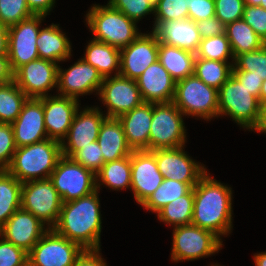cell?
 <instances>
[{
    "mask_svg": "<svg viewBox=\"0 0 266 266\" xmlns=\"http://www.w3.org/2000/svg\"><path fill=\"white\" fill-rule=\"evenodd\" d=\"M22 183L7 170H0V228L21 208Z\"/></svg>",
    "mask_w": 266,
    "mask_h": 266,
    "instance_id": "obj_32",
    "label": "cell"
},
{
    "mask_svg": "<svg viewBox=\"0 0 266 266\" xmlns=\"http://www.w3.org/2000/svg\"><path fill=\"white\" fill-rule=\"evenodd\" d=\"M253 257L255 266H266V251L255 253Z\"/></svg>",
    "mask_w": 266,
    "mask_h": 266,
    "instance_id": "obj_55",
    "label": "cell"
},
{
    "mask_svg": "<svg viewBox=\"0 0 266 266\" xmlns=\"http://www.w3.org/2000/svg\"><path fill=\"white\" fill-rule=\"evenodd\" d=\"M8 54V27L0 21V55Z\"/></svg>",
    "mask_w": 266,
    "mask_h": 266,
    "instance_id": "obj_53",
    "label": "cell"
},
{
    "mask_svg": "<svg viewBox=\"0 0 266 266\" xmlns=\"http://www.w3.org/2000/svg\"><path fill=\"white\" fill-rule=\"evenodd\" d=\"M194 207L191 224L213 232L220 239L233 228L232 188L210 176L208 171L193 187Z\"/></svg>",
    "mask_w": 266,
    "mask_h": 266,
    "instance_id": "obj_1",
    "label": "cell"
},
{
    "mask_svg": "<svg viewBox=\"0 0 266 266\" xmlns=\"http://www.w3.org/2000/svg\"><path fill=\"white\" fill-rule=\"evenodd\" d=\"M243 20L266 43V9L260 6L245 5Z\"/></svg>",
    "mask_w": 266,
    "mask_h": 266,
    "instance_id": "obj_46",
    "label": "cell"
},
{
    "mask_svg": "<svg viewBox=\"0 0 266 266\" xmlns=\"http://www.w3.org/2000/svg\"><path fill=\"white\" fill-rule=\"evenodd\" d=\"M252 131L266 134V105H261L258 123Z\"/></svg>",
    "mask_w": 266,
    "mask_h": 266,
    "instance_id": "obj_54",
    "label": "cell"
},
{
    "mask_svg": "<svg viewBox=\"0 0 266 266\" xmlns=\"http://www.w3.org/2000/svg\"><path fill=\"white\" fill-rule=\"evenodd\" d=\"M61 157V143L47 138L16 148L12 162L6 170L21 183L48 179Z\"/></svg>",
    "mask_w": 266,
    "mask_h": 266,
    "instance_id": "obj_3",
    "label": "cell"
},
{
    "mask_svg": "<svg viewBox=\"0 0 266 266\" xmlns=\"http://www.w3.org/2000/svg\"><path fill=\"white\" fill-rule=\"evenodd\" d=\"M84 249L49 228L28 252L30 266H73Z\"/></svg>",
    "mask_w": 266,
    "mask_h": 266,
    "instance_id": "obj_11",
    "label": "cell"
},
{
    "mask_svg": "<svg viewBox=\"0 0 266 266\" xmlns=\"http://www.w3.org/2000/svg\"><path fill=\"white\" fill-rule=\"evenodd\" d=\"M225 33L234 58L241 53L258 50L266 44L243 18L227 24Z\"/></svg>",
    "mask_w": 266,
    "mask_h": 266,
    "instance_id": "obj_31",
    "label": "cell"
},
{
    "mask_svg": "<svg viewBox=\"0 0 266 266\" xmlns=\"http://www.w3.org/2000/svg\"><path fill=\"white\" fill-rule=\"evenodd\" d=\"M107 3L131 20L139 23L147 15H154L156 0H108Z\"/></svg>",
    "mask_w": 266,
    "mask_h": 266,
    "instance_id": "obj_39",
    "label": "cell"
},
{
    "mask_svg": "<svg viewBox=\"0 0 266 266\" xmlns=\"http://www.w3.org/2000/svg\"><path fill=\"white\" fill-rule=\"evenodd\" d=\"M195 0H186V7L187 8H192V6H193V2H194Z\"/></svg>",
    "mask_w": 266,
    "mask_h": 266,
    "instance_id": "obj_58",
    "label": "cell"
},
{
    "mask_svg": "<svg viewBox=\"0 0 266 266\" xmlns=\"http://www.w3.org/2000/svg\"><path fill=\"white\" fill-rule=\"evenodd\" d=\"M223 241L213 232L194 224L173 227L171 260L178 263L209 257L222 249Z\"/></svg>",
    "mask_w": 266,
    "mask_h": 266,
    "instance_id": "obj_8",
    "label": "cell"
},
{
    "mask_svg": "<svg viewBox=\"0 0 266 266\" xmlns=\"http://www.w3.org/2000/svg\"><path fill=\"white\" fill-rule=\"evenodd\" d=\"M143 102L169 103L175 96L176 81L157 60L136 79Z\"/></svg>",
    "mask_w": 266,
    "mask_h": 266,
    "instance_id": "obj_23",
    "label": "cell"
},
{
    "mask_svg": "<svg viewBox=\"0 0 266 266\" xmlns=\"http://www.w3.org/2000/svg\"><path fill=\"white\" fill-rule=\"evenodd\" d=\"M36 45L40 59L60 64L72 56L71 42L59 24L52 23L45 28H40Z\"/></svg>",
    "mask_w": 266,
    "mask_h": 266,
    "instance_id": "obj_27",
    "label": "cell"
},
{
    "mask_svg": "<svg viewBox=\"0 0 266 266\" xmlns=\"http://www.w3.org/2000/svg\"><path fill=\"white\" fill-rule=\"evenodd\" d=\"M100 108L98 105L86 106L76 111L68 134L61 142L62 156L71 158L83 146L97 141L100 126L106 118Z\"/></svg>",
    "mask_w": 266,
    "mask_h": 266,
    "instance_id": "obj_17",
    "label": "cell"
},
{
    "mask_svg": "<svg viewBox=\"0 0 266 266\" xmlns=\"http://www.w3.org/2000/svg\"><path fill=\"white\" fill-rule=\"evenodd\" d=\"M32 16L26 0H0V21L4 26L9 28Z\"/></svg>",
    "mask_w": 266,
    "mask_h": 266,
    "instance_id": "obj_40",
    "label": "cell"
},
{
    "mask_svg": "<svg viewBox=\"0 0 266 266\" xmlns=\"http://www.w3.org/2000/svg\"><path fill=\"white\" fill-rule=\"evenodd\" d=\"M192 188L184 182L164 178L160 186L141 205L147 211L158 213L164 206L186 195Z\"/></svg>",
    "mask_w": 266,
    "mask_h": 266,
    "instance_id": "obj_35",
    "label": "cell"
},
{
    "mask_svg": "<svg viewBox=\"0 0 266 266\" xmlns=\"http://www.w3.org/2000/svg\"><path fill=\"white\" fill-rule=\"evenodd\" d=\"M118 119L123 125L124 134L130 148L133 151H149L152 103L142 102Z\"/></svg>",
    "mask_w": 266,
    "mask_h": 266,
    "instance_id": "obj_25",
    "label": "cell"
},
{
    "mask_svg": "<svg viewBox=\"0 0 266 266\" xmlns=\"http://www.w3.org/2000/svg\"><path fill=\"white\" fill-rule=\"evenodd\" d=\"M154 23L188 18L186 0H156Z\"/></svg>",
    "mask_w": 266,
    "mask_h": 266,
    "instance_id": "obj_41",
    "label": "cell"
},
{
    "mask_svg": "<svg viewBox=\"0 0 266 266\" xmlns=\"http://www.w3.org/2000/svg\"><path fill=\"white\" fill-rule=\"evenodd\" d=\"M62 204L61 196L49 178L22 183L21 208L48 228L56 225Z\"/></svg>",
    "mask_w": 266,
    "mask_h": 266,
    "instance_id": "obj_10",
    "label": "cell"
},
{
    "mask_svg": "<svg viewBox=\"0 0 266 266\" xmlns=\"http://www.w3.org/2000/svg\"><path fill=\"white\" fill-rule=\"evenodd\" d=\"M104 163L130 156L133 150L127 143L121 121L106 117L102 122L97 138Z\"/></svg>",
    "mask_w": 266,
    "mask_h": 266,
    "instance_id": "obj_26",
    "label": "cell"
},
{
    "mask_svg": "<svg viewBox=\"0 0 266 266\" xmlns=\"http://www.w3.org/2000/svg\"><path fill=\"white\" fill-rule=\"evenodd\" d=\"M101 185L118 191L131 188V155L118 160L104 163L96 173V186L100 191Z\"/></svg>",
    "mask_w": 266,
    "mask_h": 266,
    "instance_id": "obj_30",
    "label": "cell"
},
{
    "mask_svg": "<svg viewBox=\"0 0 266 266\" xmlns=\"http://www.w3.org/2000/svg\"><path fill=\"white\" fill-rule=\"evenodd\" d=\"M99 190L62 204L59 219L53 229L84 250H100L102 214Z\"/></svg>",
    "mask_w": 266,
    "mask_h": 266,
    "instance_id": "obj_2",
    "label": "cell"
},
{
    "mask_svg": "<svg viewBox=\"0 0 266 266\" xmlns=\"http://www.w3.org/2000/svg\"><path fill=\"white\" fill-rule=\"evenodd\" d=\"M260 105H266V79L263 81L259 96Z\"/></svg>",
    "mask_w": 266,
    "mask_h": 266,
    "instance_id": "obj_56",
    "label": "cell"
},
{
    "mask_svg": "<svg viewBox=\"0 0 266 266\" xmlns=\"http://www.w3.org/2000/svg\"><path fill=\"white\" fill-rule=\"evenodd\" d=\"M48 229L32 213L20 208L0 228V236L28 253Z\"/></svg>",
    "mask_w": 266,
    "mask_h": 266,
    "instance_id": "obj_22",
    "label": "cell"
},
{
    "mask_svg": "<svg viewBox=\"0 0 266 266\" xmlns=\"http://www.w3.org/2000/svg\"><path fill=\"white\" fill-rule=\"evenodd\" d=\"M98 96L109 118H119L143 102L136 80L120 74L104 78Z\"/></svg>",
    "mask_w": 266,
    "mask_h": 266,
    "instance_id": "obj_13",
    "label": "cell"
},
{
    "mask_svg": "<svg viewBox=\"0 0 266 266\" xmlns=\"http://www.w3.org/2000/svg\"><path fill=\"white\" fill-rule=\"evenodd\" d=\"M215 17L221 20L225 25L243 18L244 1L243 0H214Z\"/></svg>",
    "mask_w": 266,
    "mask_h": 266,
    "instance_id": "obj_44",
    "label": "cell"
},
{
    "mask_svg": "<svg viewBox=\"0 0 266 266\" xmlns=\"http://www.w3.org/2000/svg\"><path fill=\"white\" fill-rule=\"evenodd\" d=\"M61 196L62 202L77 200L97 190L96 174L62 156L49 178Z\"/></svg>",
    "mask_w": 266,
    "mask_h": 266,
    "instance_id": "obj_9",
    "label": "cell"
},
{
    "mask_svg": "<svg viewBox=\"0 0 266 266\" xmlns=\"http://www.w3.org/2000/svg\"><path fill=\"white\" fill-rule=\"evenodd\" d=\"M233 64L232 61L223 62L196 57L194 75L206 85L219 90L232 75Z\"/></svg>",
    "mask_w": 266,
    "mask_h": 266,
    "instance_id": "obj_33",
    "label": "cell"
},
{
    "mask_svg": "<svg viewBox=\"0 0 266 266\" xmlns=\"http://www.w3.org/2000/svg\"><path fill=\"white\" fill-rule=\"evenodd\" d=\"M196 54L159 42L158 61L177 82L194 74Z\"/></svg>",
    "mask_w": 266,
    "mask_h": 266,
    "instance_id": "obj_29",
    "label": "cell"
},
{
    "mask_svg": "<svg viewBox=\"0 0 266 266\" xmlns=\"http://www.w3.org/2000/svg\"><path fill=\"white\" fill-rule=\"evenodd\" d=\"M260 7H263L264 9H266V0H265V4H260Z\"/></svg>",
    "mask_w": 266,
    "mask_h": 266,
    "instance_id": "obj_59",
    "label": "cell"
},
{
    "mask_svg": "<svg viewBox=\"0 0 266 266\" xmlns=\"http://www.w3.org/2000/svg\"><path fill=\"white\" fill-rule=\"evenodd\" d=\"M196 57L223 62L232 60L234 62L233 52L226 33L201 39Z\"/></svg>",
    "mask_w": 266,
    "mask_h": 266,
    "instance_id": "obj_37",
    "label": "cell"
},
{
    "mask_svg": "<svg viewBox=\"0 0 266 266\" xmlns=\"http://www.w3.org/2000/svg\"><path fill=\"white\" fill-rule=\"evenodd\" d=\"M173 103L185 116L207 121L218 118V90L194 74L176 82Z\"/></svg>",
    "mask_w": 266,
    "mask_h": 266,
    "instance_id": "obj_6",
    "label": "cell"
},
{
    "mask_svg": "<svg viewBox=\"0 0 266 266\" xmlns=\"http://www.w3.org/2000/svg\"><path fill=\"white\" fill-rule=\"evenodd\" d=\"M80 100L60 95L43 97L44 124L49 139L63 142L72 124Z\"/></svg>",
    "mask_w": 266,
    "mask_h": 266,
    "instance_id": "obj_20",
    "label": "cell"
},
{
    "mask_svg": "<svg viewBox=\"0 0 266 266\" xmlns=\"http://www.w3.org/2000/svg\"><path fill=\"white\" fill-rule=\"evenodd\" d=\"M259 99L233 75L218 90V117L229 116L243 129L252 131L259 120Z\"/></svg>",
    "mask_w": 266,
    "mask_h": 266,
    "instance_id": "obj_5",
    "label": "cell"
},
{
    "mask_svg": "<svg viewBox=\"0 0 266 266\" xmlns=\"http://www.w3.org/2000/svg\"><path fill=\"white\" fill-rule=\"evenodd\" d=\"M58 64L37 59L19 67L14 72V81L29 98L51 96L53 88L57 89Z\"/></svg>",
    "mask_w": 266,
    "mask_h": 266,
    "instance_id": "obj_16",
    "label": "cell"
},
{
    "mask_svg": "<svg viewBox=\"0 0 266 266\" xmlns=\"http://www.w3.org/2000/svg\"><path fill=\"white\" fill-rule=\"evenodd\" d=\"M232 71H250V75L266 79V44L260 49L245 52L234 58Z\"/></svg>",
    "mask_w": 266,
    "mask_h": 266,
    "instance_id": "obj_38",
    "label": "cell"
},
{
    "mask_svg": "<svg viewBox=\"0 0 266 266\" xmlns=\"http://www.w3.org/2000/svg\"><path fill=\"white\" fill-rule=\"evenodd\" d=\"M91 39L86 46L84 56L81 58L96 68L103 78L119 75L120 49L102 41ZM112 73L114 74L112 75Z\"/></svg>",
    "mask_w": 266,
    "mask_h": 266,
    "instance_id": "obj_28",
    "label": "cell"
},
{
    "mask_svg": "<svg viewBox=\"0 0 266 266\" xmlns=\"http://www.w3.org/2000/svg\"><path fill=\"white\" fill-rule=\"evenodd\" d=\"M104 78L96 68L82 58L78 59L68 69L58 65L57 95L79 100L80 96L98 95Z\"/></svg>",
    "mask_w": 266,
    "mask_h": 266,
    "instance_id": "obj_15",
    "label": "cell"
},
{
    "mask_svg": "<svg viewBox=\"0 0 266 266\" xmlns=\"http://www.w3.org/2000/svg\"><path fill=\"white\" fill-rule=\"evenodd\" d=\"M164 177L159 172L155 156L146 150L131 153V191L137 204L142 205L160 186Z\"/></svg>",
    "mask_w": 266,
    "mask_h": 266,
    "instance_id": "obj_19",
    "label": "cell"
},
{
    "mask_svg": "<svg viewBox=\"0 0 266 266\" xmlns=\"http://www.w3.org/2000/svg\"><path fill=\"white\" fill-rule=\"evenodd\" d=\"M16 148L12 125L0 123V170L10 166Z\"/></svg>",
    "mask_w": 266,
    "mask_h": 266,
    "instance_id": "obj_43",
    "label": "cell"
},
{
    "mask_svg": "<svg viewBox=\"0 0 266 266\" xmlns=\"http://www.w3.org/2000/svg\"><path fill=\"white\" fill-rule=\"evenodd\" d=\"M152 32L160 43L197 53L201 37L195 21L185 18L154 23Z\"/></svg>",
    "mask_w": 266,
    "mask_h": 266,
    "instance_id": "obj_24",
    "label": "cell"
},
{
    "mask_svg": "<svg viewBox=\"0 0 266 266\" xmlns=\"http://www.w3.org/2000/svg\"><path fill=\"white\" fill-rule=\"evenodd\" d=\"M45 17L33 15L8 28L7 55L14 72L22 65L39 59L36 41Z\"/></svg>",
    "mask_w": 266,
    "mask_h": 266,
    "instance_id": "obj_12",
    "label": "cell"
},
{
    "mask_svg": "<svg viewBox=\"0 0 266 266\" xmlns=\"http://www.w3.org/2000/svg\"><path fill=\"white\" fill-rule=\"evenodd\" d=\"M14 80V71L11 68L8 55H0V85Z\"/></svg>",
    "mask_w": 266,
    "mask_h": 266,
    "instance_id": "obj_52",
    "label": "cell"
},
{
    "mask_svg": "<svg viewBox=\"0 0 266 266\" xmlns=\"http://www.w3.org/2000/svg\"><path fill=\"white\" fill-rule=\"evenodd\" d=\"M17 148L48 138L44 124L43 97L28 98L17 119L11 124Z\"/></svg>",
    "mask_w": 266,
    "mask_h": 266,
    "instance_id": "obj_21",
    "label": "cell"
},
{
    "mask_svg": "<svg viewBox=\"0 0 266 266\" xmlns=\"http://www.w3.org/2000/svg\"><path fill=\"white\" fill-rule=\"evenodd\" d=\"M158 47L159 41L152 31L141 33L128 46L120 49V75L136 80L158 60Z\"/></svg>",
    "mask_w": 266,
    "mask_h": 266,
    "instance_id": "obj_18",
    "label": "cell"
},
{
    "mask_svg": "<svg viewBox=\"0 0 266 266\" xmlns=\"http://www.w3.org/2000/svg\"><path fill=\"white\" fill-rule=\"evenodd\" d=\"M185 115L173 103H152L149 151L177 148L187 143Z\"/></svg>",
    "mask_w": 266,
    "mask_h": 266,
    "instance_id": "obj_7",
    "label": "cell"
},
{
    "mask_svg": "<svg viewBox=\"0 0 266 266\" xmlns=\"http://www.w3.org/2000/svg\"><path fill=\"white\" fill-rule=\"evenodd\" d=\"M210 266H221V265H219V264H217V263H216V264L213 263V264H211Z\"/></svg>",
    "mask_w": 266,
    "mask_h": 266,
    "instance_id": "obj_60",
    "label": "cell"
},
{
    "mask_svg": "<svg viewBox=\"0 0 266 266\" xmlns=\"http://www.w3.org/2000/svg\"><path fill=\"white\" fill-rule=\"evenodd\" d=\"M28 98L14 80L0 85V123L12 124Z\"/></svg>",
    "mask_w": 266,
    "mask_h": 266,
    "instance_id": "obj_36",
    "label": "cell"
},
{
    "mask_svg": "<svg viewBox=\"0 0 266 266\" xmlns=\"http://www.w3.org/2000/svg\"><path fill=\"white\" fill-rule=\"evenodd\" d=\"M194 207L193 188L183 196L164 206L157 218L168 226H183L191 224Z\"/></svg>",
    "mask_w": 266,
    "mask_h": 266,
    "instance_id": "obj_34",
    "label": "cell"
},
{
    "mask_svg": "<svg viewBox=\"0 0 266 266\" xmlns=\"http://www.w3.org/2000/svg\"><path fill=\"white\" fill-rule=\"evenodd\" d=\"M245 5L249 6H260V4H265V0H243Z\"/></svg>",
    "mask_w": 266,
    "mask_h": 266,
    "instance_id": "obj_57",
    "label": "cell"
},
{
    "mask_svg": "<svg viewBox=\"0 0 266 266\" xmlns=\"http://www.w3.org/2000/svg\"><path fill=\"white\" fill-rule=\"evenodd\" d=\"M100 250H84L73 266H108Z\"/></svg>",
    "mask_w": 266,
    "mask_h": 266,
    "instance_id": "obj_50",
    "label": "cell"
},
{
    "mask_svg": "<svg viewBox=\"0 0 266 266\" xmlns=\"http://www.w3.org/2000/svg\"><path fill=\"white\" fill-rule=\"evenodd\" d=\"M184 148L181 146L150 152L155 156L158 170L164 178L187 183L193 188L207 172V168L191 158Z\"/></svg>",
    "mask_w": 266,
    "mask_h": 266,
    "instance_id": "obj_14",
    "label": "cell"
},
{
    "mask_svg": "<svg viewBox=\"0 0 266 266\" xmlns=\"http://www.w3.org/2000/svg\"><path fill=\"white\" fill-rule=\"evenodd\" d=\"M86 13V25L95 40L121 49L141 34L135 21L112 8L108 3L106 5L93 4Z\"/></svg>",
    "mask_w": 266,
    "mask_h": 266,
    "instance_id": "obj_4",
    "label": "cell"
},
{
    "mask_svg": "<svg viewBox=\"0 0 266 266\" xmlns=\"http://www.w3.org/2000/svg\"><path fill=\"white\" fill-rule=\"evenodd\" d=\"M28 253L0 236V266H25Z\"/></svg>",
    "mask_w": 266,
    "mask_h": 266,
    "instance_id": "obj_45",
    "label": "cell"
},
{
    "mask_svg": "<svg viewBox=\"0 0 266 266\" xmlns=\"http://www.w3.org/2000/svg\"><path fill=\"white\" fill-rule=\"evenodd\" d=\"M215 16L214 0H195L192 8H188V18L197 22Z\"/></svg>",
    "mask_w": 266,
    "mask_h": 266,
    "instance_id": "obj_47",
    "label": "cell"
},
{
    "mask_svg": "<svg viewBox=\"0 0 266 266\" xmlns=\"http://www.w3.org/2000/svg\"><path fill=\"white\" fill-rule=\"evenodd\" d=\"M71 158L76 163L93 171L95 174L104 164L103 155L98 141H94L89 143L87 146H83Z\"/></svg>",
    "mask_w": 266,
    "mask_h": 266,
    "instance_id": "obj_42",
    "label": "cell"
},
{
    "mask_svg": "<svg viewBox=\"0 0 266 266\" xmlns=\"http://www.w3.org/2000/svg\"><path fill=\"white\" fill-rule=\"evenodd\" d=\"M28 8L33 15H50L53 10L56 0H26Z\"/></svg>",
    "mask_w": 266,
    "mask_h": 266,
    "instance_id": "obj_51",
    "label": "cell"
},
{
    "mask_svg": "<svg viewBox=\"0 0 266 266\" xmlns=\"http://www.w3.org/2000/svg\"><path fill=\"white\" fill-rule=\"evenodd\" d=\"M195 23L201 39L225 33L226 25L215 16Z\"/></svg>",
    "mask_w": 266,
    "mask_h": 266,
    "instance_id": "obj_48",
    "label": "cell"
},
{
    "mask_svg": "<svg viewBox=\"0 0 266 266\" xmlns=\"http://www.w3.org/2000/svg\"><path fill=\"white\" fill-rule=\"evenodd\" d=\"M232 75L259 99L263 79L250 75V71H232Z\"/></svg>",
    "mask_w": 266,
    "mask_h": 266,
    "instance_id": "obj_49",
    "label": "cell"
}]
</instances>
